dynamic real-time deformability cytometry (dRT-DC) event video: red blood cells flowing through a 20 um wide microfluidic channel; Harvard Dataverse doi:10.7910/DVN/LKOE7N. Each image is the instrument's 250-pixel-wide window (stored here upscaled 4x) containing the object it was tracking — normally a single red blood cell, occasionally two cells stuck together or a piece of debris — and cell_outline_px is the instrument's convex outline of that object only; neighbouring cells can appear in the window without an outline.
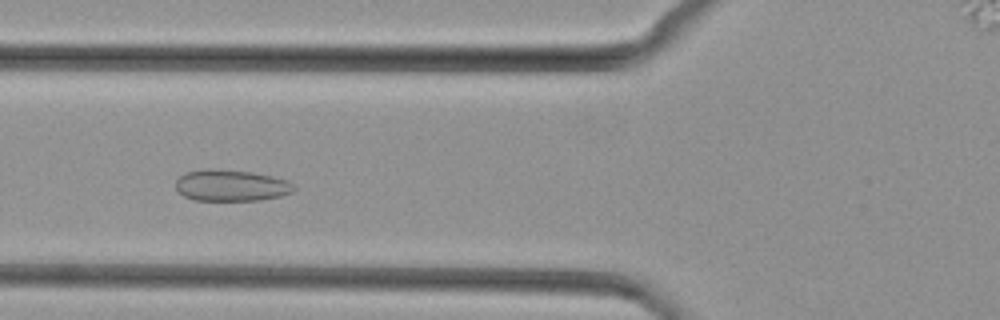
{"species": "common noctule bat (a hibernating species)", "species_latin": "Nyctalus noctula", "temperature_condition": "cold", "stored_images_in_passage": 45, "camera_frame_rate_fps": 3000, "um_per_image_px": 0.085, "animal": {"sex": "female", "body_mass_g": 29.2, "forearm_length_mm": 56.3}, "frame": {"image": 1, "passage_image": 14, "time_ms": 4.333, "image_size_px": [1000, 320], "cell_outline_px": [[296, 188], [292, 192], [280, 196], [260, 200], [192, 200], [184, 196], [176, 188], [176, 180], [184, 172], [212, 168], [252, 172], [272, 176], [288, 180]], "centroid_in_image_um": [19.64, 15.76], "position_along_channel_um": 106.2, "area_um2": 21.68}}
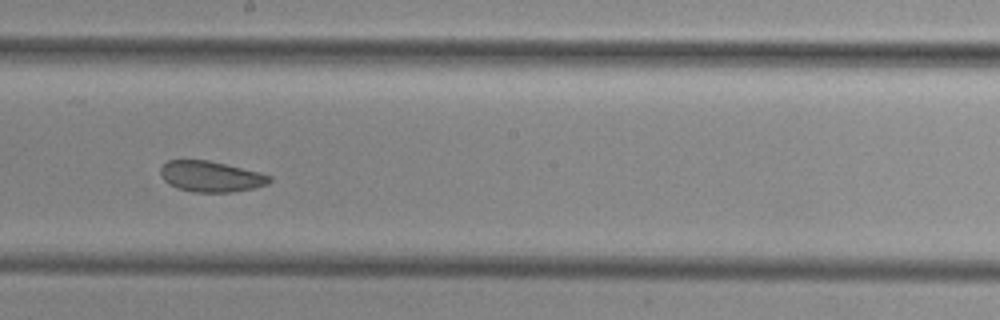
{"frame": {"image": 2, "passage_image": 23, "time_ms": 7.333, "image_size_px": [1000, 320], "cell_outline_px": [[272, 180], [268, 184], [256, 188], [232, 192], [192, 192], [168, 184], [164, 180], [160, 172], [160, 168], [168, 160], [208, 160], [260, 172], [272, 176]], "centroid_in_image_um": [17.96, 15.0], "position_along_channel_um": 230.2, "area_um2": 19.59}}
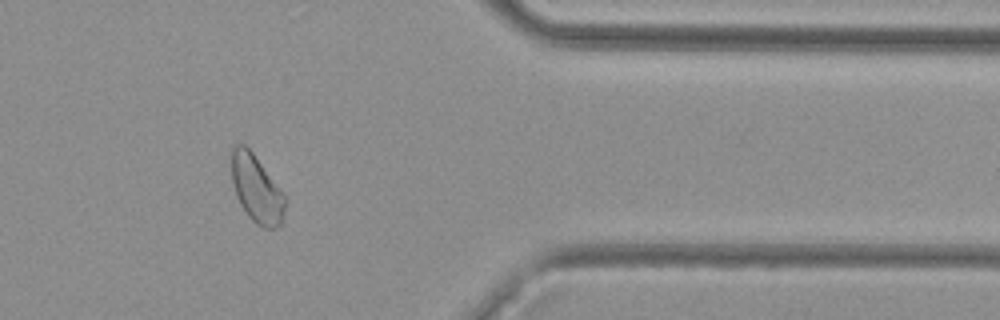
{"frame": {"image": 3, "passage_image": 36, "time_ms": 11.667, "image_size_px": [1000, 320], "cell_outline_px": [[288, 200], [280, 224], [276, 228], [264, 228], [256, 224], [248, 216], [240, 204], [236, 196], [232, 184], [232, 148], [236, 144], [244, 144], [252, 152], [284, 192]], "centroid_in_image_um": [21.83, 16.07], "position_along_channel_um": 389.6, "area_um2": 21.21}}